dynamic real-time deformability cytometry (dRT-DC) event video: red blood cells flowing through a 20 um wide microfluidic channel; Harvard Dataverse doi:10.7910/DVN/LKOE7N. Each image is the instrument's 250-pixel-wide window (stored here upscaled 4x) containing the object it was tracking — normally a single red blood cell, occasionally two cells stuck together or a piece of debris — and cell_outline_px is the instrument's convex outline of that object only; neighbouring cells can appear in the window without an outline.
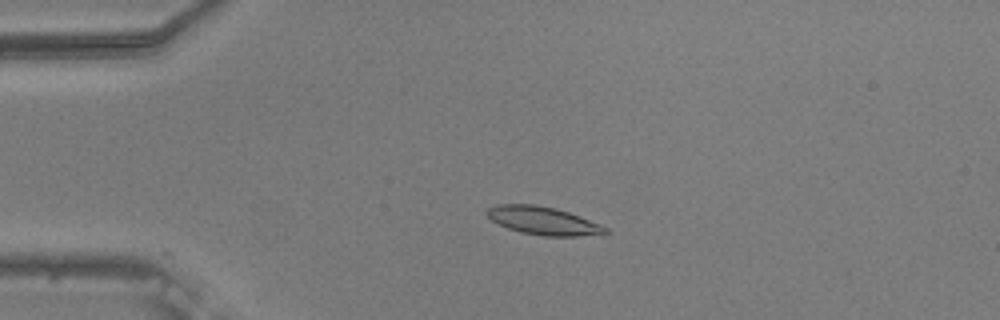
{"species": "common noctule bat (a hibernating species)", "species_latin": "Nyctalus noctula", "temperature_condition": "warm", "stored_images_in_passage": 8, "camera_frame_rate_fps": 3000, "um_per_image_px": 0.085, "animal": {"sex": "male", "body_mass_g": 20.5, "forearm_length_mm": 52.5}, "frame": {"image": 1, "passage_image": 1, "time_ms": 0.0, "image_size_px": [1000, 320], "cell_outline_px": [[612, 232], [604, 236], [544, 236], [520, 232], [508, 228], [492, 220], [484, 212], [488, 208], [496, 204], [536, 204], [556, 208], [568, 212], [600, 224], [608, 228]], "centroid_in_image_um": [46.25, 18.77], "position_along_channel_um": 38.8, "area_um2": 19.71}}
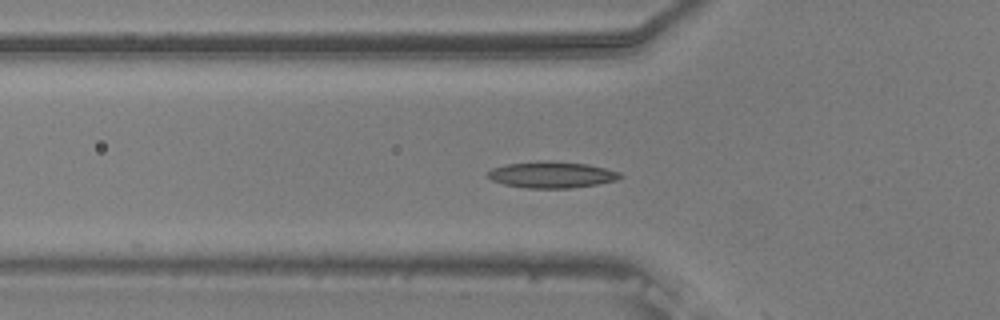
{"frame": {"image": 2, "passage_image": 7, "time_ms": 2.0, "image_size_px": [1000, 320], "cell_outline_px": [[624, 176], [616, 180], [596, 184], [572, 188], [528, 188], [504, 184], [492, 180], [484, 176], [492, 168], [508, 164], [536, 160], [548, 160], [588, 164], [620, 172]], "centroid_in_image_um": [46.88, 14.84], "position_along_channel_um": 78.9, "area_um2": 20.46}}